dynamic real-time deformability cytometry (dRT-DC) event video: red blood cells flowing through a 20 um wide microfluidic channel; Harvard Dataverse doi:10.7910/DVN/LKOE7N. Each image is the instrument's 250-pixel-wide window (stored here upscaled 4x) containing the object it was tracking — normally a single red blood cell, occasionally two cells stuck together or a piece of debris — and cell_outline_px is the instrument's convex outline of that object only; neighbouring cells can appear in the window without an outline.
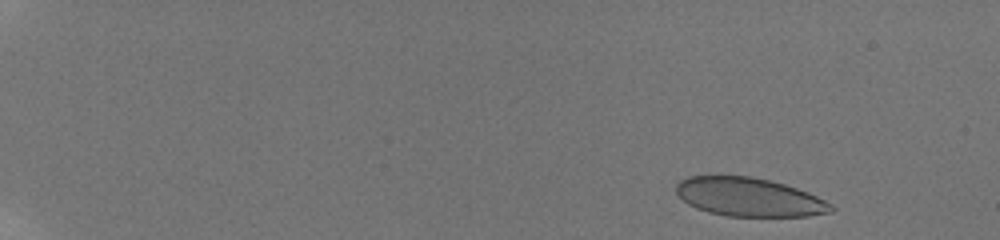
{"species": "human", "species_latin": "Homo sapiens", "temperature_condition": "room temperature", "stored_images_in_passage": 8, "camera_frame_rate_fps": 3000, "um_per_image_px": 0.085, "donor": {"sex": "male"}, "frame": {"image": 1, "passage_image": 2, "time_ms": 1.0, "image_size_px": [1000, 240], "cell_outline_px": [[836, 208], [832, 212], [808, 216], [728, 216], [708, 212], [696, 208], [688, 204], [676, 192], [676, 184], [680, 180], [688, 176], [748, 176], [768, 180], [784, 184], [808, 192], [832, 204]], "centroid_in_image_um": [63.68, 16.76], "position_along_channel_um": 21.3, "area_um2": 34.74}}
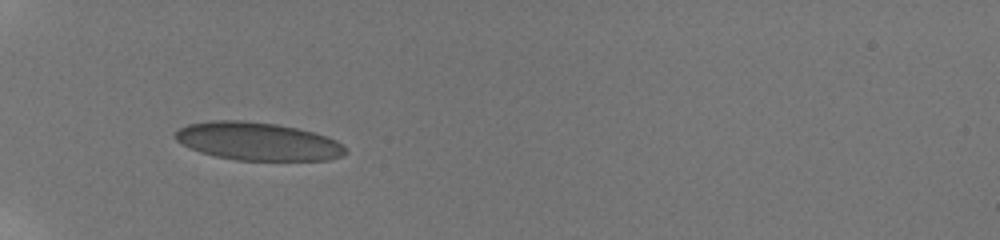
{"frame": {"image": 2, "passage_image": 7, "time_ms": 6.0, "image_size_px": [1000, 240], "cell_outline_px": [[348, 152], [340, 156], [328, 160], [236, 160], [216, 156], [200, 152], [188, 148], [180, 144], [172, 136], [180, 128], [188, 124], [208, 120], [240, 120], [276, 124], [296, 128], [312, 132], [336, 140]], "centroid_in_image_um": [21.83, 12.01], "position_along_channel_um": 63.2, "area_um2": 37.63}}